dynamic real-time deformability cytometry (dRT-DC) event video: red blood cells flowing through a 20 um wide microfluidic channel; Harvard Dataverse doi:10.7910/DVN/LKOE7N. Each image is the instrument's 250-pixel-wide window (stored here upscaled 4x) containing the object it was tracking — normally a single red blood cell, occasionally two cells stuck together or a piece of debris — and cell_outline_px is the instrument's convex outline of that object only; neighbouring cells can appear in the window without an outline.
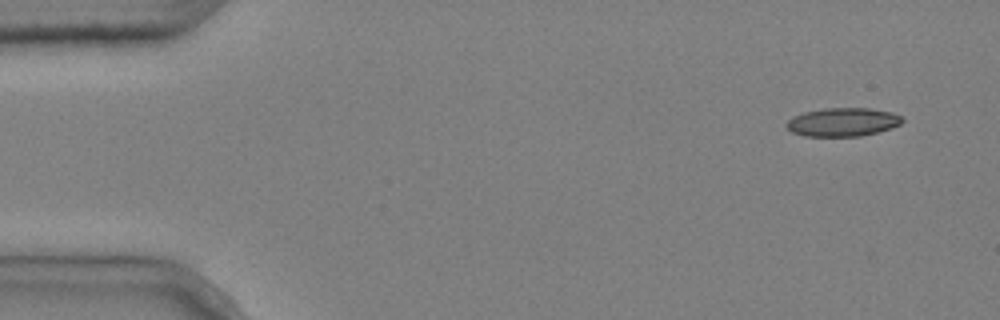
{"species": "common noctule bat (a hibernating species)", "species_latin": "Nyctalus noctula", "temperature_condition": "cold", "stored_images_in_passage": 13, "camera_frame_rate_fps": 3000, "um_per_image_px": 0.085, "animal": {"sex": "male", "body_mass_g": 20.4}, "frame": {"image": 1, "passage_image": 1, "time_ms": 0.0, "image_size_px": [1000, 320], "cell_outline_px": [[904, 120], [900, 124], [892, 128], [860, 136], [804, 136], [792, 132], [784, 124], [792, 116], [804, 112], [824, 108], [868, 108], [892, 112], [900, 116]], "centroid_in_image_um": [71.61, 10.37], "position_along_channel_um": 13.4, "area_um2": 19.25}}
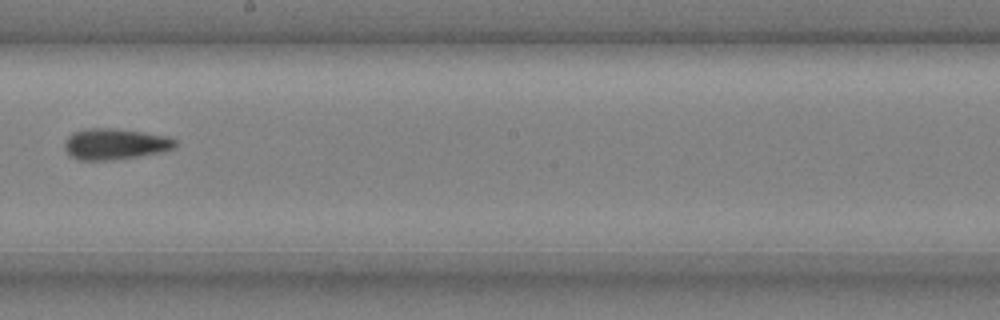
{"frame": {"image": 2, "passage_image": 8, "time_ms": 2.333, "image_size_px": [1000, 320], "cell_outline_px": [[176, 144], [172, 148], [160, 152], [136, 156], [108, 160], [80, 160], [72, 156], [64, 148], [64, 144], [68, 136], [72, 132], [84, 128], [116, 128], [144, 132], [168, 136], [176, 140]], "centroid_in_image_um": [9.75, 12.22], "position_along_channel_um": 238.5, "area_um2": 19.88}}
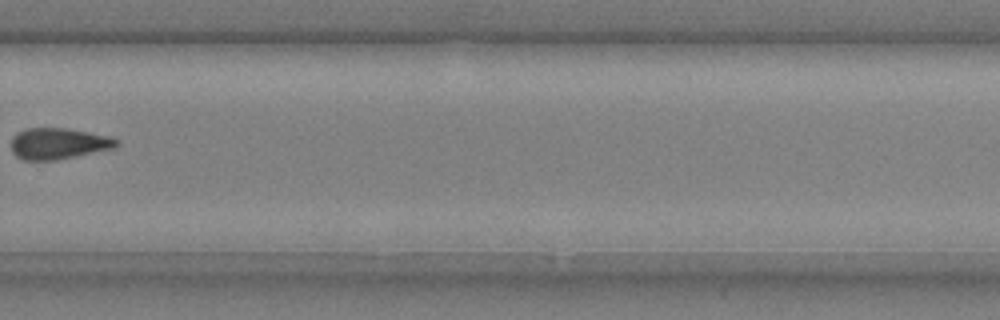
{"frame": {"image": 3, "passage_image": 10, "time_ms": 3.0, "image_size_px": [1000, 320], "cell_outline_px": [[120, 144], [116, 148], [56, 160], [24, 160], [16, 156], [12, 152], [12, 136], [16, 132], [28, 128], [68, 128], [108, 136], [120, 140]], "centroid_in_image_um": [4.98, 12.2], "position_along_channel_um": 324.8, "area_um2": 19.31}}